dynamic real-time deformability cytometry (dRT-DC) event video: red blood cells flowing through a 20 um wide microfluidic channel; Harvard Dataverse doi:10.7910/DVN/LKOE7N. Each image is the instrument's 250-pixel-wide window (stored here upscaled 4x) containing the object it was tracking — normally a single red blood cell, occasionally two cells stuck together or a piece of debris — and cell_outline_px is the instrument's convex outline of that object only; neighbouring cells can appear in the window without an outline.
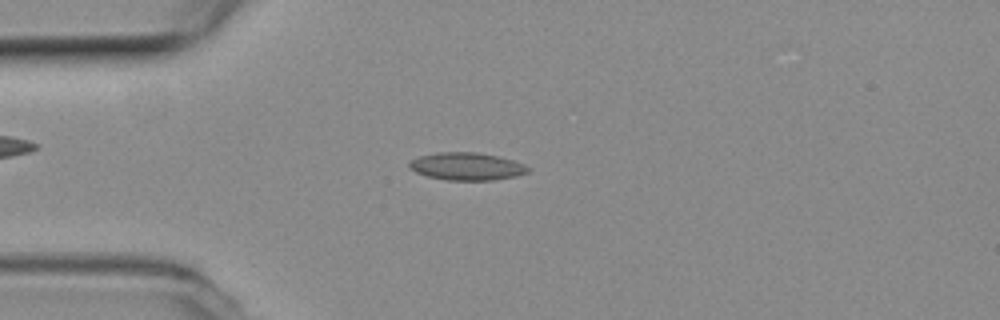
{"species": "common noctule bat (a hibernating species)", "species_latin": "Nyctalus noctula", "temperature_condition": "room temperature", "stored_images_in_passage": 5, "camera_frame_rate_fps": 3000, "um_per_image_px": 0.085, "animal": {"sex": "female", "body_mass_g": 19.3, "forearm_length_mm": 54.1}, "frame": {"image": 1, "passage_image": 1, "time_ms": 0.0, "image_size_px": [1000, 320], "cell_outline_px": [[532, 168], [528, 172], [516, 176], [492, 180], [448, 180], [428, 176], [416, 172], [408, 168], [408, 164], [412, 160], [420, 156], [436, 152], [476, 152], [496, 156], [512, 160], [524, 164]], "centroid_in_image_um": [39.68, 14.14], "position_along_channel_um": 45.3, "area_um2": 19.02}}